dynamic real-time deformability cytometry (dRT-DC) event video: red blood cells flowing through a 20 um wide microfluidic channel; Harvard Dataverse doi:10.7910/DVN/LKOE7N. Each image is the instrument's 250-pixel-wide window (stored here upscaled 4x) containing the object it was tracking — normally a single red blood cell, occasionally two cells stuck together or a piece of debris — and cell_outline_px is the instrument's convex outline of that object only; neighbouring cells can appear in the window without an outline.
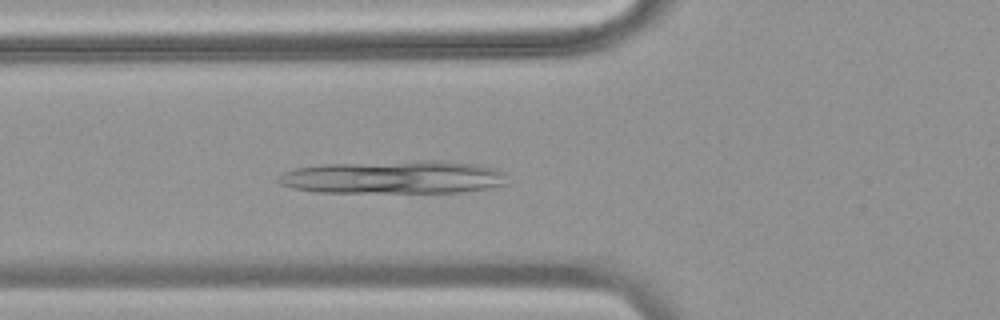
{"species": "common noctule bat (a hibernating species)", "species_latin": "Nyctalus noctula", "temperature_condition": "warm", "stored_images_in_passage": 33, "camera_frame_rate_fps": 3000, "um_per_image_px": 0.085, "animal": {"sex": "female", "body_mass_g": 18.4}, "frame": {"image": 1, "passage_image": 7, "time_ms": 2.0, "image_size_px": [1000, 320], "cell_outline_px": [[504, 184], [484, 188], [460, 192], [316, 192], [292, 188], [280, 184], [276, 180], [276, 176], [284, 172], [296, 168], [324, 164], [420, 160], [440, 160], [476, 164], [496, 168], [500, 172]], "centroid_in_image_um": [33.36, 15.05], "position_along_channel_um": 92.4, "area_um2": 43.87}}
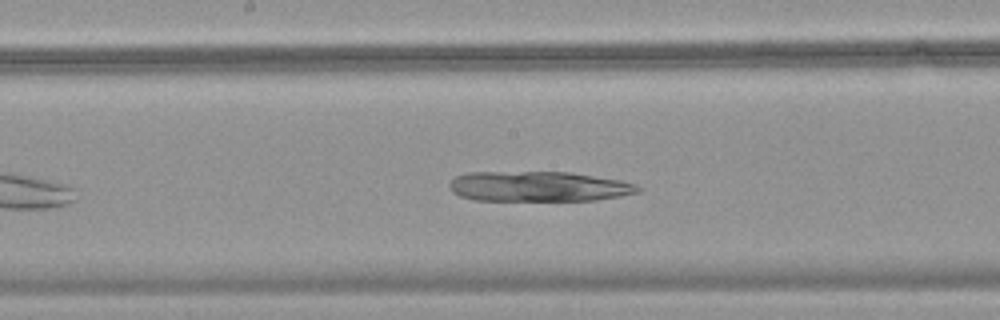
{"frame": {"image": 2, "passage_image": 15, "time_ms": 4.667, "image_size_px": [1000, 320], "cell_outline_px": [[640, 192], [620, 196], [596, 200], [476, 200], [460, 196], [452, 192], [448, 188], [448, 184], [456, 176], [468, 172], [572, 172], [620, 180], [636, 184], [640, 188]], "centroid_in_image_um": [45.77, 15.84], "position_along_channel_um": 202.4, "area_um2": 33.18}}
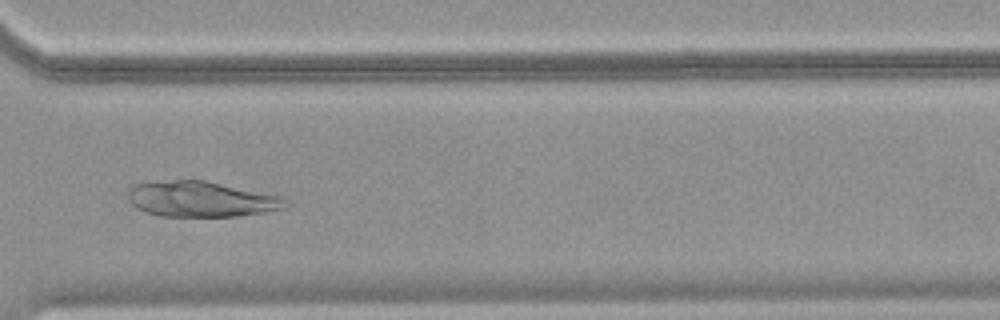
{"frame": {"image": 3, "passage_image": 26, "time_ms": 8.333, "image_size_px": [1000, 320], "cell_outline_px": [[292, 204], [284, 208], [264, 212], [236, 216], [160, 216], [144, 212], [136, 208], [128, 200], [128, 192], [132, 184], [176, 180], [204, 180], [284, 196]], "centroid_in_image_um": [17.13, 16.93], "position_along_channel_um": 353.5, "area_um2": 32.89}}